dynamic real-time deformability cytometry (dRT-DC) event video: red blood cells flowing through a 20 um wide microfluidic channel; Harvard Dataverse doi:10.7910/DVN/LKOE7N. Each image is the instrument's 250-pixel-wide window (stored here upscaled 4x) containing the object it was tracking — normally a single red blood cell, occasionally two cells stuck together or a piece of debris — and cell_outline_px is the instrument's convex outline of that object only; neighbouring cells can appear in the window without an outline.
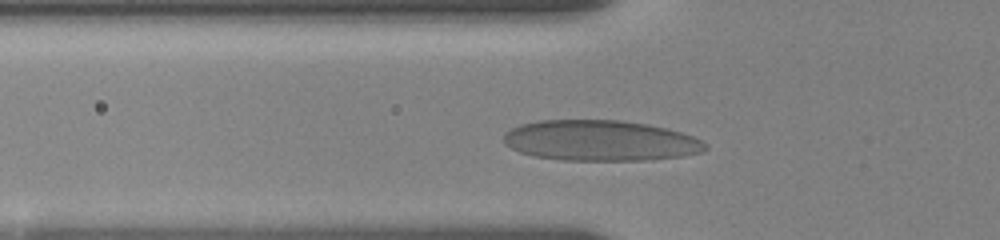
{"species": "human", "species_latin": "Homo sapiens", "temperature_condition": "room temperature", "stored_images_in_passage": 16, "camera_frame_rate_fps": 3000, "um_per_image_px": 0.085, "donor": {"sex": "female"}, "frame": {"image": 1, "passage_image": 11, "time_ms": 3.333, "image_size_px": [1000, 240], "cell_outline_px": [[708, 148], [704, 152], [684, 156], [644, 160], [564, 160], [532, 156], [520, 152], [504, 144], [504, 132], [520, 124], [540, 120], [620, 120], [648, 124], [668, 128], [692, 136], [708, 144]], "centroid_in_image_um": [51.04, 11.95], "position_along_channel_um": 74.8, "area_um2": 47.97}}
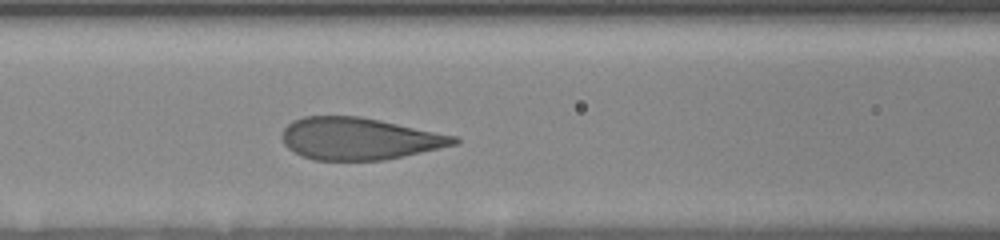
{"frame": {"image": 2, "passage_image": 15, "time_ms": 5.0, "image_size_px": [1000, 240], "cell_outline_px": [[460, 140], [456, 144], [404, 156], [384, 160], [312, 160], [288, 148], [284, 144], [280, 136], [284, 128], [292, 120], [304, 116], [360, 116], [460, 136]], "centroid_in_image_um": [30.54, 11.78], "position_along_channel_um": 136.1, "area_um2": 42.31}}